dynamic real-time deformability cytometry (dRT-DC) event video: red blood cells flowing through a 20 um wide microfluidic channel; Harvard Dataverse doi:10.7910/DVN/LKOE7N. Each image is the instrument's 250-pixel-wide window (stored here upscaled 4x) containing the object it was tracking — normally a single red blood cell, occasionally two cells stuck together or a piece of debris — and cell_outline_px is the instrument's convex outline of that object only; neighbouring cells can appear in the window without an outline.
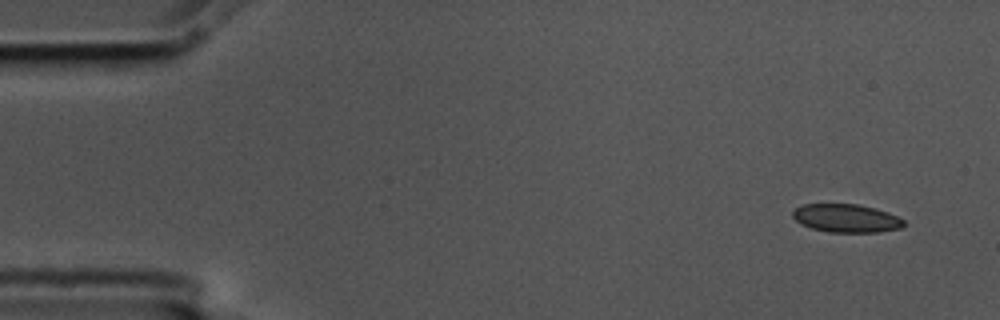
{"species": "common noctule bat (a hibernating species)", "species_latin": "Nyctalus noctula", "temperature_condition": "cold", "stored_images_in_passage": 4, "camera_frame_rate_fps": 3000, "um_per_image_px": 0.085, "animal": {"sex": "male", "body_mass_g": 17.5, "forearm_length_mm": 52.3}, "frame": {"image": 1, "passage_image": 1, "time_ms": 0.0, "image_size_px": [1000, 320], "cell_outline_px": [[904, 228], [880, 232], [828, 232], [812, 228], [800, 224], [792, 216], [792, 212], [796, 208], [804, 204], [856, 204], [876, 208], [888, 212], [904, 220]], "centroid_in_image_um": [71.95, 18.55], "position_along_channel_um": 13.0, "area_um2": 18.38}}